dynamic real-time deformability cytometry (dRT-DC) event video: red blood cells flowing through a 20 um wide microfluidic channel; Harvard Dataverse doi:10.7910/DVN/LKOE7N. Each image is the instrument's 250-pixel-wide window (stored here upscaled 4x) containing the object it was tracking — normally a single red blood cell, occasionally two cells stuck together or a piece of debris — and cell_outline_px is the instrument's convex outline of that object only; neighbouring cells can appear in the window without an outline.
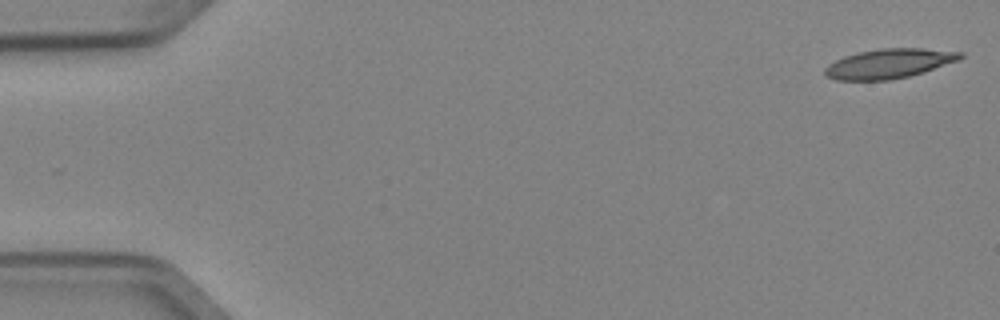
{"species": "Egyptian fruit bat (a non-hibernating species)", "species_latin": "Rousettus aegyptiacus", "temperature_condition": "cold", "stored_images_in_passage": 9, "camera_frame_rate_fps": 3000, "um_per_image_px": 0.085, "animal": {"sex": "female"}, "frame": {"image": 1, "passage_image": 1, "time_ms": 0.0, "image_size_px": [1000, 320], "cell_outline_px": [[964, 56], [960, 60], [924, 72], [908, 76], [888, 80], [836, 80], [824, 76], [824, 68], [828, 64], [844, 56], [856, 52], [880, 48], [924, 48], [964, 52]], "centroid_in_image_um": [75.57, 5.39], "position_along_channel_um": 9.4, "area_um2": 23.58}}